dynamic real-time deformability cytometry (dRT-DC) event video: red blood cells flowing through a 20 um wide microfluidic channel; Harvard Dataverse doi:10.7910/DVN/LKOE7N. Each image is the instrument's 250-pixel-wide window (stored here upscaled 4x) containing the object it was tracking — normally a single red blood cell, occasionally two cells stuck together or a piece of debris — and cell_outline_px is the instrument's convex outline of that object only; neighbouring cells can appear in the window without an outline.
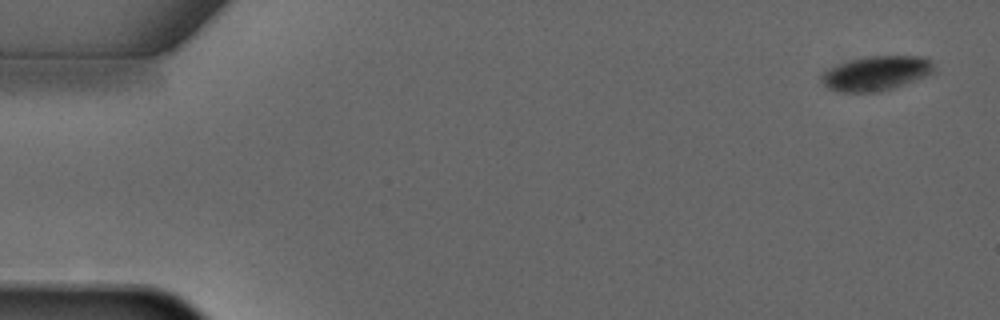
{"species": "common noctule bat (a hibernating species)", "species_latin": "Nyctalus noctula", "temperature_condition": "warm", "stored_images_in_passage": 3, "camera_frame_rate_fps": 3000, "um_per_image_px": 0.085, "animal": {"sex": "male", "forearm_length_mm": 52.5}, "frame": {"image": 1, "passage_image": 1, "time_ms": 0.0, "image_size_px": [1000, 320], "cell_outline_px": [[936, 72], [904, 84], [880, 92], [840, 92], [828, 88], [820, 80], [820, 76], [828, 68], [852, 60], [868, 56], [924, 56], [932, 64]], "centroid_in_image_um": [74.47, 6.24], "position_along_channel_um": 10.5, "area_um2": 22.48}}